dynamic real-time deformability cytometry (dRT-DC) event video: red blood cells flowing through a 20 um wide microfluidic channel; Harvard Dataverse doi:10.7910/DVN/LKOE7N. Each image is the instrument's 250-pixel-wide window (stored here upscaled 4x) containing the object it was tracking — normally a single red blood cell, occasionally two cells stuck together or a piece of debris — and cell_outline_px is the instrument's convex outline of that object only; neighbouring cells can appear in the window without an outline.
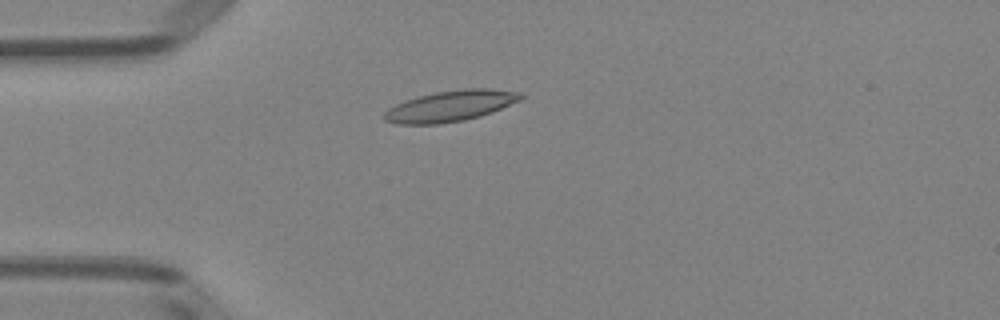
{"species": "Egyptian fruit bat (a non-hibernating species)", "species_latin": "Rousettus aegyptiacus", "temperature_condition": "room temperature", "stored_images_in_passage": 4, "camera_frame_rate_fps": 3000, "um_per_image_px": 0.085, "animal": {"sex": "female"}, "frame": {"image": 1, "passage_image": 4, "time_ms": 3.333, "image_size_px": [1000, 320], "cell_outline_px": [[524, 96], [520, 100], [492, 112], [480, 116], [464, 120], [440, 124], [396, 124], [384, 120], [384, 112], [388, 108], [404, 100], [436, 92], [464, 88], [488, 88], [520, 92]], "centroid_in_image_um": [38.28, 9.01], "position_along_channel_um": 46.7, "area_um2": 24.57}}